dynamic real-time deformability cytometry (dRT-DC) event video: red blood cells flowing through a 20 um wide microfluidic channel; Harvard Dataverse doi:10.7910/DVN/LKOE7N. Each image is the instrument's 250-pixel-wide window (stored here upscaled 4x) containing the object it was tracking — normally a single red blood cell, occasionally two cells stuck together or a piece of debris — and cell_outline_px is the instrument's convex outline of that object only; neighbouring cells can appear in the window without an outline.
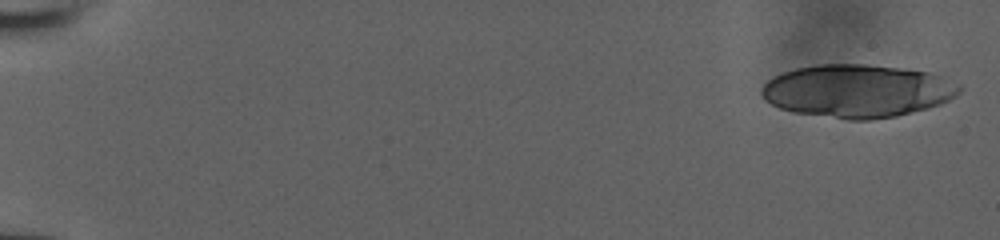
{"species": "human", "species_latin": "Homo sapiens", "temperature_condition": "room temperature", "stored_images_in_passage": 14, "camera_frame_rate_fps": 3000, "um_per_image_px": 0.085, "donor": {"sex": "male"}, "frame": {"image": 1, "passage_image": 1, "time_ms": 0.0, "image_size_px": [1000, 240], "cell_outline_px": [[960, 92], [956, 96], [940, 104], [928, 108], [896, 116], [872, 120], [848, 120], [796, 112], [780, 108], [764, 100], [760, 92], [760, 88], [772, 76], [796, 68], [816, 64], [868, 64], [932, 72], [960, 84]], "centroid_in_image_um": [72.87, 7.73], "position_along_channel_um": 12.1, "area_um2": 61.33}}
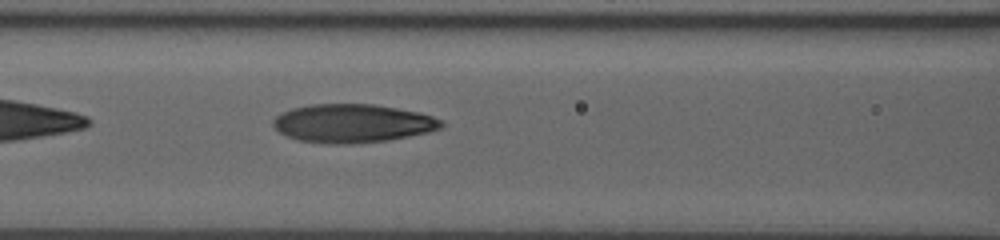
{"frame": {"image": 2, "passage_image": 14, "time_ms": 8.667, "image_size_px": [1000, 240], "cell_outline_px": [[444, 124], [440, 128], [428, 132], [388, 140], [352, 144], [332, 144], [296, 140], [280, 132], [272, 124], [272, 120], [276, 116], [292, 108], [312, 104], [376, 104], [420, 112], [444, 120]], "centroid_in_image_um": [29.99, 10.48], "position_along_channel_um": 136.6, "area_um2": 37.8}}